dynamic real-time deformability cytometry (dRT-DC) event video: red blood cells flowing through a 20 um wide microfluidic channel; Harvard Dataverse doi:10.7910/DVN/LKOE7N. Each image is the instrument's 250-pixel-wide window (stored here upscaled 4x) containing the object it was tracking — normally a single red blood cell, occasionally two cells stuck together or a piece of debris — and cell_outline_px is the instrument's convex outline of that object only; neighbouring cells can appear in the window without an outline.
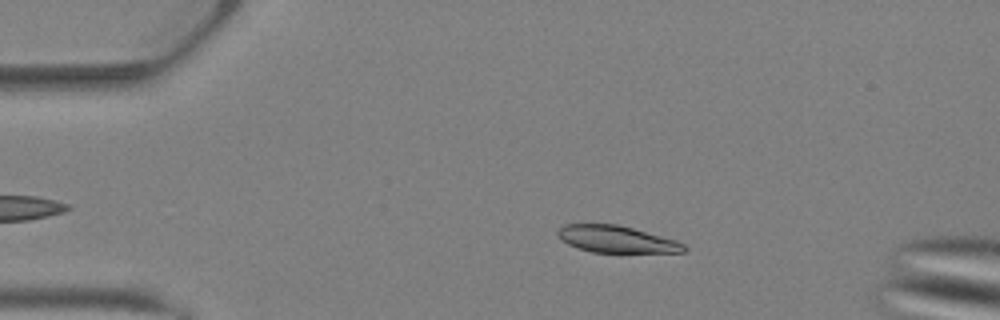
{"species": "Egyptian fruit bat (a non-hibernating species)", "species_latin": "Rousettus aegyptiacus", "temperature_condition": "warm", "stored_images_in_passage": 10, "camera_frame_rate_fps": 3000, "um_per_image_px": 0.085, "animal": {"sex": "female"}, "frame": {"image": 1, "passage_image": 7, "time_ms": 2.0, "image_size_px": [1000, 320], "cell_outline_px": [[688, 248], [684, 252], [592, 252], [568, 244], [556, 236], [556, 232], [564, 224], [616, 224], [632, 228], [676, 240], [684, 244]], "centroid_in_image_um": [52.38, 20.33], "position_along_channel_um": 32.6, "area_um2": 19.59}}